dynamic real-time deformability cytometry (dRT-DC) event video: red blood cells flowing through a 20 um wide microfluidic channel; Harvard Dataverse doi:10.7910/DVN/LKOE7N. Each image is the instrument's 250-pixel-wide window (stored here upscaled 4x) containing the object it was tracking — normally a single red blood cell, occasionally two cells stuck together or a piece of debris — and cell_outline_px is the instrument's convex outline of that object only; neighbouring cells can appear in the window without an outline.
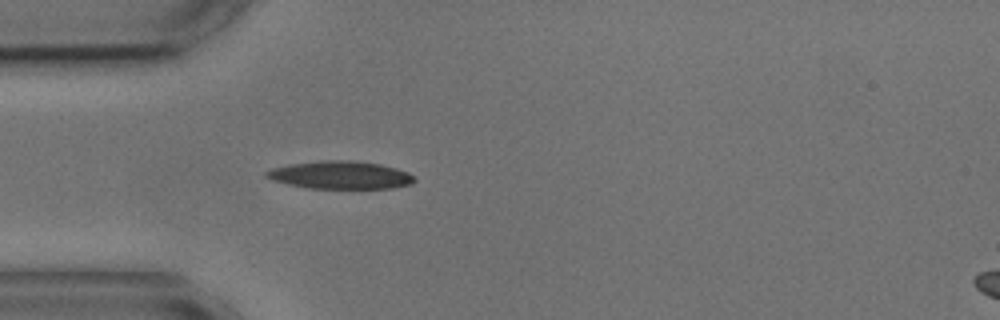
{"species": "common noctule bat (a hibernating species)", "species_latin": "Nyctalus noctula", "temperature_condition": "cold", "stored_images_in_passage": 5, "camera_frame_rate_fps": 3000, "um_per_image_px": 0.085, "animal": {"sex": "male", "body_mass_g": 17.9, "forearm_length_mm": 54.2}, "frame": {"image": 1, "passage_image": 5, "time_ms": 4.667, "image_size_px": [1000, 320], "cell_outline_px": [[416, 180], [412, 184], [392, 188], [308, 188], [288, 184], [272, 180], [264, 176], [264, 172], [272, 168], [288, 164], [320, 160], [356, 160], [380, 164], [396, 168], [408, 172]], "centroid_in_image_um": [28.91, 14.87], "position_along_channel_um": 56.1, "area_um2": 24.16}}